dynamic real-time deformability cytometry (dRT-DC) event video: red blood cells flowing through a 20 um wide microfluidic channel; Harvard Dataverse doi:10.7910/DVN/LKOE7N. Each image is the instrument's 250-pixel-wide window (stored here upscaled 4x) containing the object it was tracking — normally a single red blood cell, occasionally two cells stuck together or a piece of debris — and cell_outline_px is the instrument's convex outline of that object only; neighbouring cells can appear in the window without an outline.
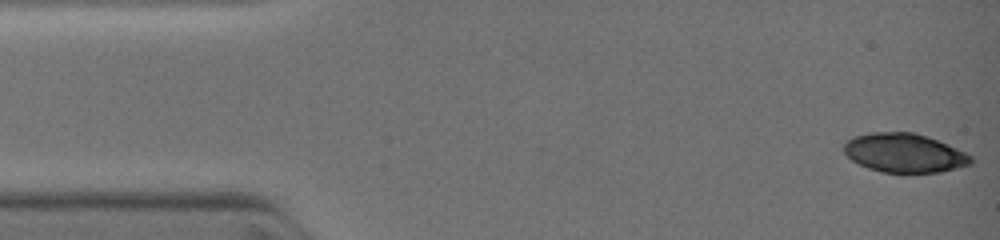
{"species": "common noctule bat (a hibernating species)", "species_latin": "Nyctalus noctula", "temperature_condition": "warm", "stored_images_in_passage": 24, "camera_frame_rate_fps": 3000, "um_per_image_px": 0.085, "animal": {"sex": "female", "body_mass_g": 19.0, "forearm_length_mm": 51.5}, "frame": {"image": 1, "passage_image": 1, "time_ms": 0.0, "image_size_px": [1000, 240], "cell_outline_px": [[972, 164], [936, 172], [884, 172], [868, 168], [852, 160], [844, 152], [844, 144], [848, 140], [856, 136], [872, 132], [912, 132], [928, 136], [956, 148], [972, 156]], "centroid_in_image_um": [76.87, 12.99], "position_along_channel_um": 8.1, "area_um2": 28.44}}
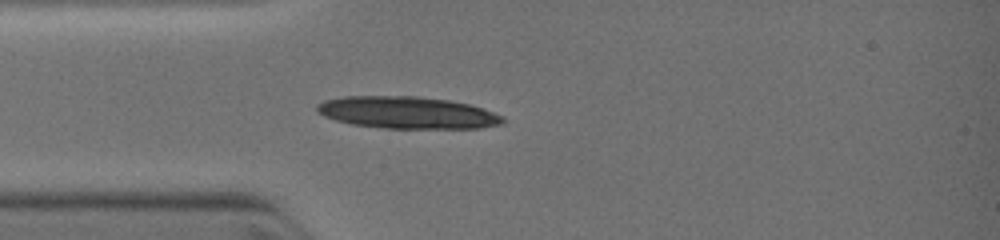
{"frame": {"image": 2, "passage_image": 12, "time_ms": 3.0, "image_size_px": [1000, 240], "cell_outline_px": [[504, 120], [500, 124], [480, 128], [384, 128], [352, 124], [336, 120], [324, 116], [316, 112], [316, 104], [324, 100], [344, 96], [416, 96], [448, 100], [468, 104], [504, 116]], "centroid_in_image_um": [34.56, 9.57], "position_along_channel_um": 50.4, "area_um2": 34.56}}